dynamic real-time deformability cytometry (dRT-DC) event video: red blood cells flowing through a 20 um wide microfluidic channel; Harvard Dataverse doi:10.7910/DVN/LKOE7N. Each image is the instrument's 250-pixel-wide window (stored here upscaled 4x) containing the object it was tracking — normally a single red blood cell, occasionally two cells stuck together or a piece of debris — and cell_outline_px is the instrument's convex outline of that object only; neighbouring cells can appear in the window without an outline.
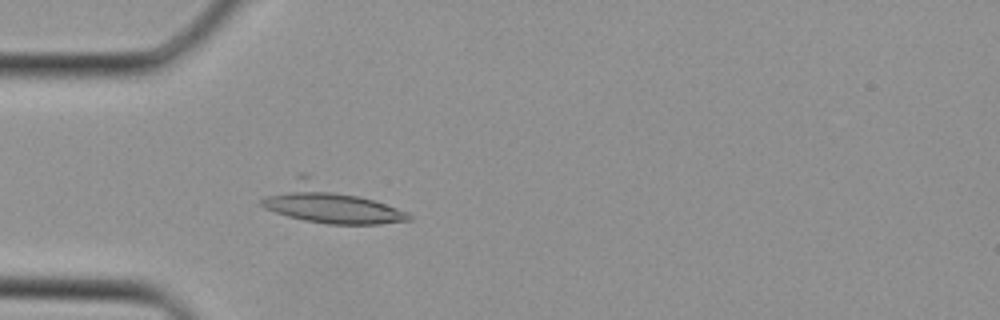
{"species": "Egyptian fruit bat (a non-hibernating species)", "species_latin": "Rousettus aegyptiacus", "temperature_condition": "cold", "stored_images_in_passage": 33, "camera_frame_rate_fps": 3000, "um_per_image_px": 0.085, "animal": {"sex": "female"}, "frame": {"image": 1, "passage_image": 7, "time_ms": 2.0, "image_size_px": [1000, 320], "cell_outline_px": [[412, 220], [380, 224], [328, 224], [304, 220], [288, 216], [264, 208], [260, 204], [260, 200], [300, 172], [308, 172], [408, 212], [412, 216]], "centroid_in_image_um": [27.99, 17.27], "position_along_channel_um": 57.0, "area_um2": 33.29}}
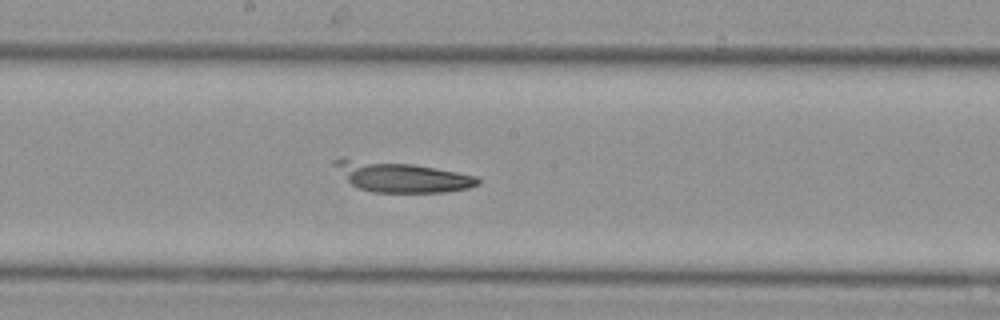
{"frame": {"image": 2, "passage_image": 16, "time_ms": 5.0, "image_size_px": [1000, 320], "cell_outline_px": [[480, 184], [468, 188], [444, 192], [372, 192], [360, 188], [352, 184], [332, 164], [332, 160], [340, 156], [412, 164], [436, 168], [476, 176], [480, 180]], "centroid_in_image_um": [34.07, 15.0], "position_along_channel_um": 214.1, "area_um2": 25.32}}
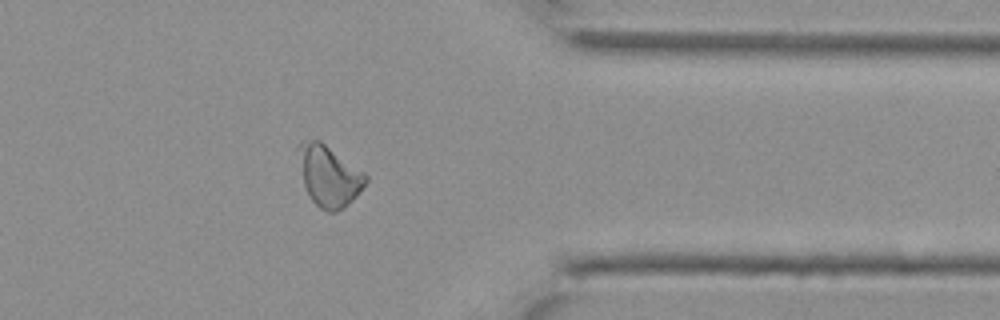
{"frame": {"image": 3, "passage_image": 26, "time_ms": 8.333, "image_size_px": [1000, 320], "cell_outline_px": [[368, 180], [356, 196], [344, 208], [336, 212], [328, 212], [320, 208], [312, 200], [304, 184], [296, 148], [300, 140], [320, 140], [364, 172], [368, 176]], "centroid_in_image_um": [27.95, 14.93], "position_along_channel_um": 383.4, "area_um2": 23.81}}